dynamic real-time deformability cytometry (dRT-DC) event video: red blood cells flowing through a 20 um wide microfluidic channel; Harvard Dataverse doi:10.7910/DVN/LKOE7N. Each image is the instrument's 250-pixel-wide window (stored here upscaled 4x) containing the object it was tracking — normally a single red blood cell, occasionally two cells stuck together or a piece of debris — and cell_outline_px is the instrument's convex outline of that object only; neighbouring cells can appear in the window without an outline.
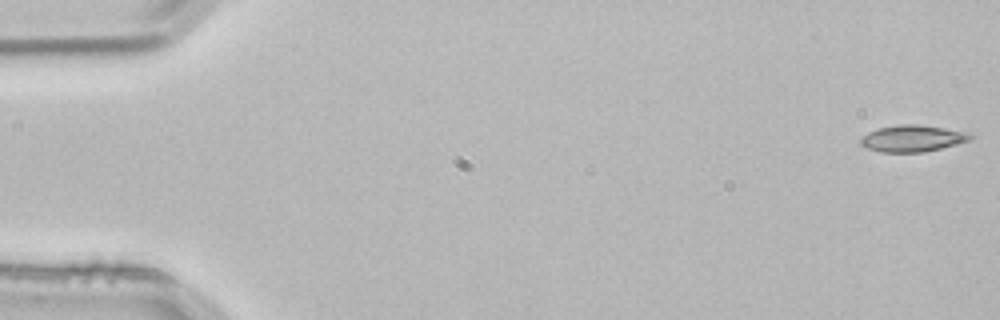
{"species": "common noctule bat (a hibernating species)", "species_latin": "Nyctalus noctula", "temperature_condition": "room temperature", "stored_images_in_passage": 4, "camera_frame_rate_fps": 3000, "um_per_image_px": 0.085, "animal": {"sex": "male", "body_mass_g": 21.5, "forearm_length_mm": 52.0}, "frame": {"image": 1, "passage_image": 1, "time_ms": 0.0, "image_size_px": [1000, 320], "cell_outline_px": [[972, 136], [968, 140], [956, 144], [940, 148], [920, 152], [880, 152], [868, 148], [860, 144], [860, 140], [868, 132], [880, 128], [900, 124], [920, 124], [968, 132]], "centroid_in_image_um": [77.54, 11.76], "position_along_channel_um": 7.5, "area_um2": 16.7}}